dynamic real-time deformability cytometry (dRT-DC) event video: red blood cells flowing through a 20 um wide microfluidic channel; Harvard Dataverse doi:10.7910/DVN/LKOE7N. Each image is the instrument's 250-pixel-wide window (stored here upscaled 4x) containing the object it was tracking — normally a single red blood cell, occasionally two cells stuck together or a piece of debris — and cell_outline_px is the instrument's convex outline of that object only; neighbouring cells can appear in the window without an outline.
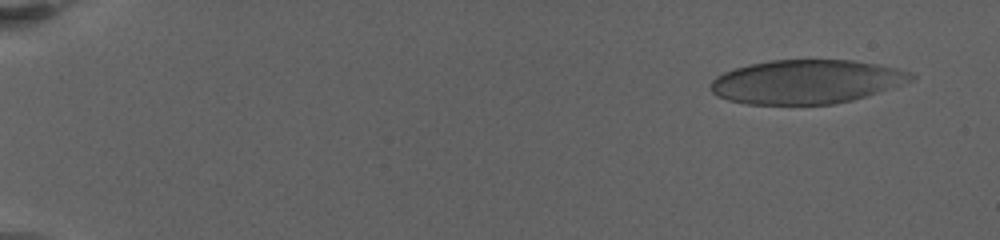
{"species": "human", "species_latin": "Homo sapiens", "temperature_condition": "warm", "stored_images_in_passage": 24, "camera_frame_rate_fps": 3000, "um_per_image_px": 0.085, "donor": {"sex": "female"}, "frame": {"image": 1, "passage_image": 3, "time_ms": 1.0, "image_size_px": [1000, 240], "cell_outline_px": [[916, 76], [908, 80], [864, 96], [852, 100], [832, 104], [748, 104], [728, 100], [716, 96], [712, 92], [712, 80], [716, 76], [724, 72], [748, 64], [772, 60], [852, 60], [876, 64], [896, 68], [912, 72]], "centroid_in_image_um": [68.46, 6.94], "position_along_channel_um": 16.5, "area_um2": 50.52}}
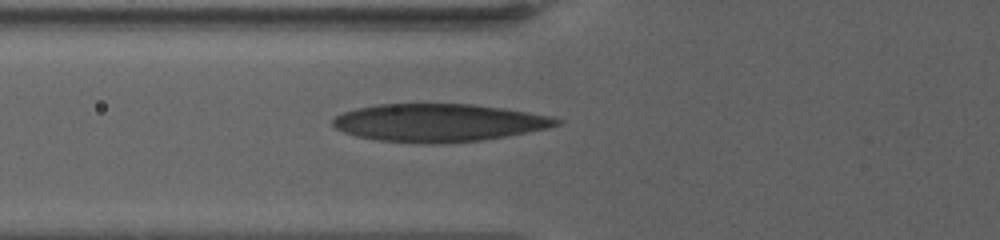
{"frame": {"image": 2, "passage_image": 21, "time_ms": 8.333, "image_size_px": [1000, 240], "cell_outline_px": [[564, 120], [560, 124], [548, 128], [484, 140], [380, 140], [356, 136], [344, 132], [336, 128], [332, 124], [332, 120], [336, 116], [344, 112], [356, 108], [376, 104], [472, 104], [504, 108], [552, 116]], "centroid_in_image_um": [37.33, 10.37], "position_along_channel_um": 88.5, "area_um2": 47.74}}
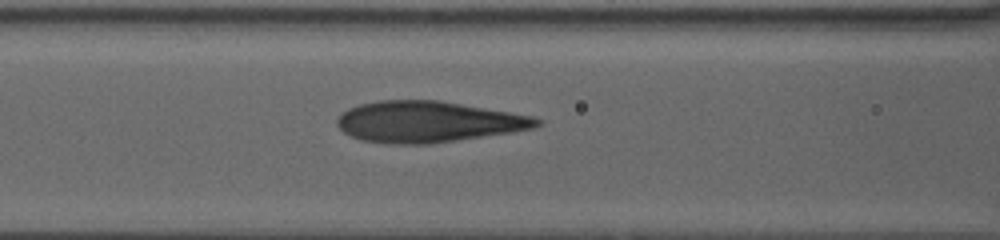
{"frame": {"image": 3, "passage_image": 24, "time_ms": 9.667, "image_size_px": [1000, 240], "cell_outline_px": [[544, 124], [532, 128], [512, 132], [428, 144], [388, 144], [360, 140], [344, 132], [336, 124], [336, 120], [348, 108], [360, 104], [380, 100], [440, 100], [532, 116], [544, 120]], "centroid_in_image_um": [36.39, 10.35], "position_along_channel_um": 130.2, "area_um2": 47.74}}